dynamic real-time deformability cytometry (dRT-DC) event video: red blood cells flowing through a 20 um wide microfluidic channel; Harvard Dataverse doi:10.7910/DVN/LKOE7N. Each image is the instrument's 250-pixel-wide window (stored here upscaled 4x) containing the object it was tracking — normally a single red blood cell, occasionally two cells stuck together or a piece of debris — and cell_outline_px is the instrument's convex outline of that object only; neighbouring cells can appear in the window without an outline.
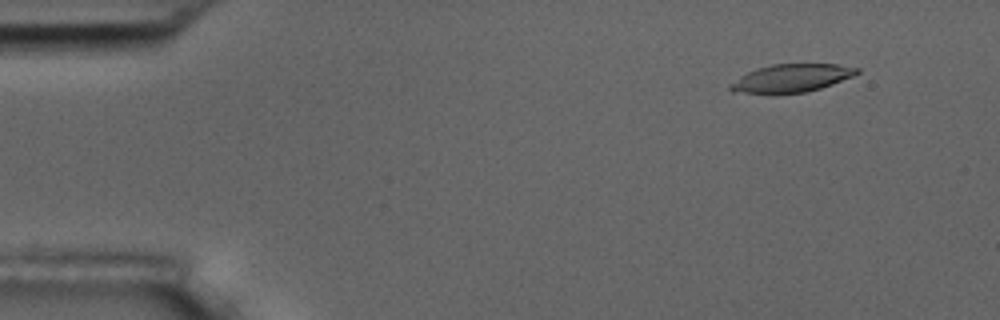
{"species": "common noctule bat (a hibernating species)", "species_latin": "Nyctalus noctula", "temperature_condition": "room temperature", "stored_images_in_passage": 6, "camera_frame_rate_fps": 3000, "um_per_image_px": 0.085, "animal": {"sex": "male", "body_mass_g": 17.5, "forearm_length_mm": 52.3}, "frame": {"image": 1, "passage_image": 2, "time_ms": 1.0, "image_size_px": [1000, 320], "cell_outline_px": [[860, 72], [852, 76], [832, 84], [820, 88], [804, 92], [772, 96], [732, 92], [728, 88], [728, 84], [740, 76], [756, 68], [772, 64], [836, 64], [860, 68]], "centroid_in_image_um": [67.18, 6.68], "position_along_channel_um": 17.8, "area_um2": 21.27}}